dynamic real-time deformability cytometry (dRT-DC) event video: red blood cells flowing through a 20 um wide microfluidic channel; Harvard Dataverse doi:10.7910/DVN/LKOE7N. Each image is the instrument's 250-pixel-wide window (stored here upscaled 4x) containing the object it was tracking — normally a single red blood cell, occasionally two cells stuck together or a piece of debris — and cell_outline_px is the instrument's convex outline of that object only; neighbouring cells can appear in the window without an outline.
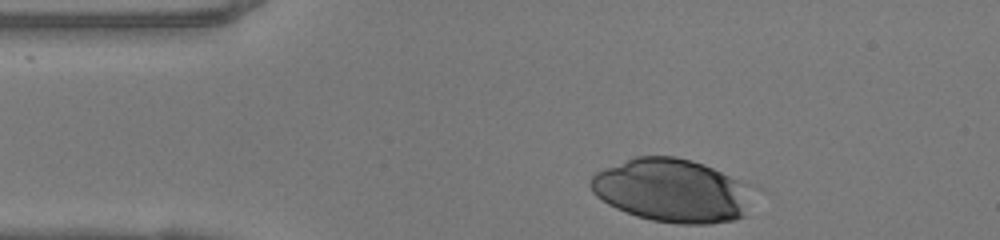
{"species": "human", "species_latin": "Homo sapiens", "temperature_condition": "warm", "stored_images_in_passage": 30, "camera_frame_rate_fps": 3000, "um_per_image_px": 0.085, "donor": {"sex": "female"}, "frame": {"image": 1, "passage_image": 1, "time_ms": 0.0, "image_size_px": [1000, 240], "cell_outline_px": [[748, 184], [744, 216], [736, 220], [708, 224], [680, 224], [652, 220], [636, 216], [616, 208], [608, 204], [596, 196], [592, 192], [588, 184], [592, 176], [596, 172], [604, 168], [636, 156], [676, 156], [692, 160], [704, 164]], "centroid_in_image_um": [57.04, 16.19], "position_along_channel_um": 28.0, "area_um2": 59.42}}